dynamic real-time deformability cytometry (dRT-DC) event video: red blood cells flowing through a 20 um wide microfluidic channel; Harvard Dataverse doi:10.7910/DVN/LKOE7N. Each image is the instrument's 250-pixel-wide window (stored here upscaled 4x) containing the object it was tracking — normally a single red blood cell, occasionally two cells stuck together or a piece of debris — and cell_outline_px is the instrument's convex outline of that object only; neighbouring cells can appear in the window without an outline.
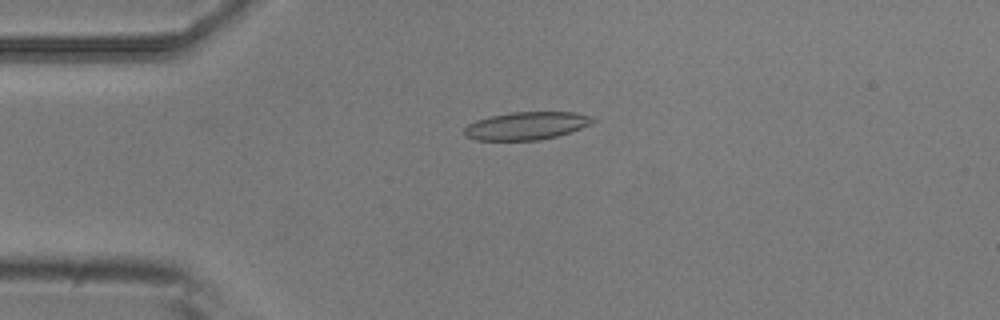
{"species": "common noctule bat (a hibernating species)", "species_latin": "Nyctalus noctula", "temperature_condition": "room temperature", "stored_images_in_passage": 5, "camera_frame_rate_fps": 3000, "um_per_image_px": 0.085, "animal": {"sex": "male", "body_mass_g": 20.5, "forearm_length_mm": 52.5}, "frame": {"image": 1, "passage_image": 4, "time_ms": 1.0, "image_size_px": [1000, 320], "cell_outline_px": [[596, 120], [580, 128], [556, 136], [540, 140], [476, 140], [464, 136], [464, 128], [468, 124], [476, 120], [488, 116], [512, 112], [576, 112], [592, 116]], "centroid_in_image_um": [44.7, 10.68], "position_along_channel_um": 40.3, "area_um2": 20.81}}